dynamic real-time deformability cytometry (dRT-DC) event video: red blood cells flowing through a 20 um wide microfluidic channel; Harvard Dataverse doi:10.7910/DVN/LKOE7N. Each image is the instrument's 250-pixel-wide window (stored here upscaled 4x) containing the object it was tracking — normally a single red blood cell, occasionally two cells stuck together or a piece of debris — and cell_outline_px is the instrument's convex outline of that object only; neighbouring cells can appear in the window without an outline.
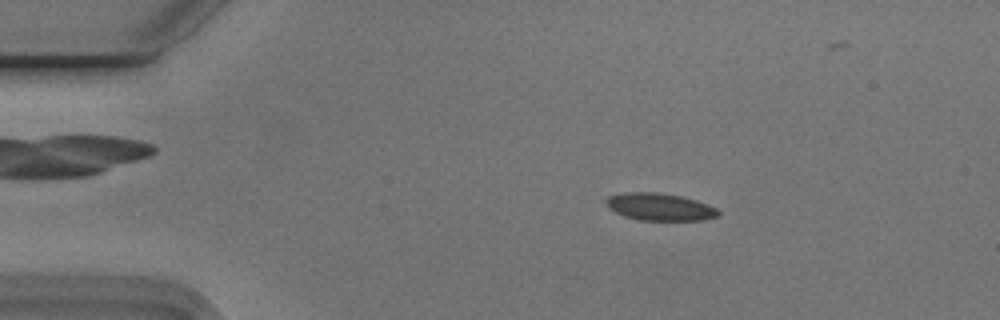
{"species": "Egyptian fruit bat (a non-hibernating species)", "species_latin": "Rousettus aegyptiacus", "temperature_condition": "cold", "stored_images_in_passage": 12, "camera_frame_rate_fps": 3000, "um_per_image_px": 0.085, "animal": {"sex": "male"}, "frame": {"image": 1, "passage_image": 4, "time_ms": 1.0, "image_size_px": [1000, 320], "cell_outline_px": [[720, 212], [716, 216], [704, 220], [640, 220], [624, 216], [608, 208], [604, 200], [604, 196], [628, 192], [656, 192], [680, 196], [696, 200], [708, 204], [716, 208]], "centroid_in_image_um": [56.03, 17.57], "position_along_channel_um": 29.0, "area_um2": 17.92}}